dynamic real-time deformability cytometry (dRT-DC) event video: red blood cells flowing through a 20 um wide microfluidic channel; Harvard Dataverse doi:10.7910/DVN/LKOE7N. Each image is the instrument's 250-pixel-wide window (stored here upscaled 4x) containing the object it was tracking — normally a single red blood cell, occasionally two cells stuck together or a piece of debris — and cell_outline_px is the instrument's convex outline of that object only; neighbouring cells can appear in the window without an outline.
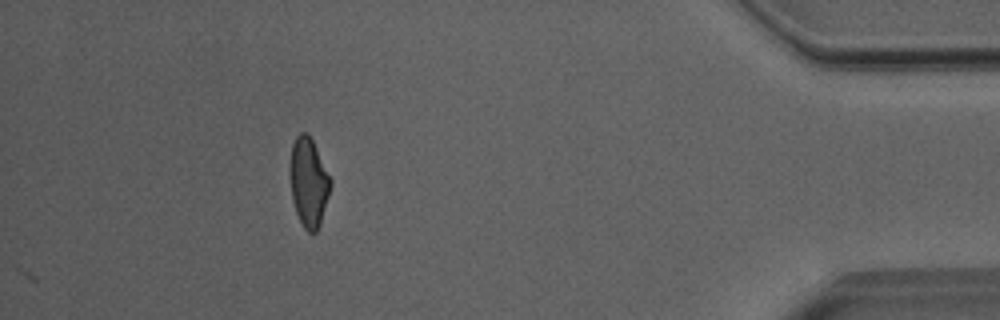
{"species": "Egyptian fruit bat (a non-hibernating species)", "species_latin": "Rousettus aegyptiacus", "temperature_condition": "room temperature", "stored_images_in_passage": 39, "camera_frame_rate_fps": 3000, "um_per_image_px": 0.085, "animal": {"sex": "male"}, "frame": {"image": 1, "passage_image": 39, "time_ms": 12.667, "image_size_px": [1000, 320], "cell_outline_px": [[332, 184], [320, 224], [316, 232], [308, 232], [304, 228], [296, 212], [292, 200], [292, 144], [296, 136], [300, 132], [308, 132], [332, 180]], "centroid_in_image_um": [26.27, 15.5], "position_along_channel_um": 408.9, "area_um2": 20.4}, "authors_computed_cell_mechanics": {"area_um2": 21.7328, "velocity_mm_per_s": 4.0388, "shape_relaxation_time_tau1_ms": 6.1163, "shape_relaxation_time_tau2_ms": 1.561, "deformation_change_tau1": 0.1793, "deformation_change_tau2": 0.0816}}